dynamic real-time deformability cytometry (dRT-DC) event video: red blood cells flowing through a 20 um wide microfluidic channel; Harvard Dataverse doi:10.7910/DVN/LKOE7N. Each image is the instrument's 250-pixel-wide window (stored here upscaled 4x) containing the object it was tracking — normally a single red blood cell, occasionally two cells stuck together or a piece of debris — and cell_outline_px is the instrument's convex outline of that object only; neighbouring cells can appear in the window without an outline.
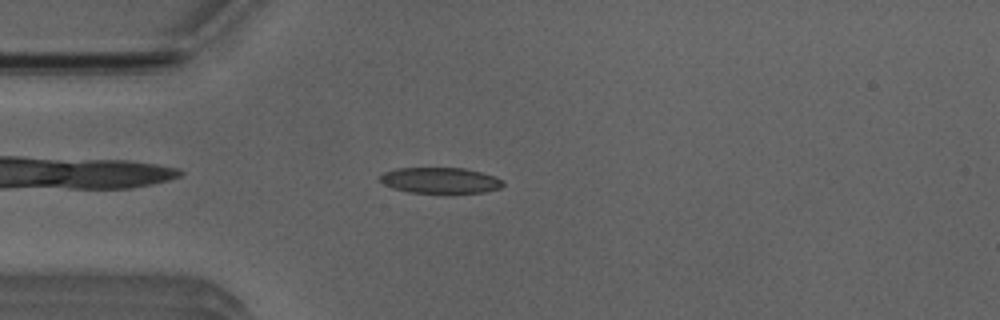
{"species": "Egyptian fruit bat (a non-hibernating species)", "species_latin": "Rousettus aegyptiacus", "temperature_condition": "room temperature", "stored_images_in_passage": 40, "camera_frame_rate_fps": 3000, "um_per_image_px": 0.085, "animal": {"sex": "male"}, "frame": {"image": 1, "passage_image": 2, "time_ms": 0.333, "image_size_px": [1000, 320], "cell_outline_px": [[504, 184], [500, 188], [484, 192], [448, 196], [408, 192], [392, 188], [384, 184], [380, 180], [380, 176], [384, 172], [396, 168], [464, 168], [480, 172], [504, 180]], "centroid_in_image_um": [37.43, 15.39], "position_along_channel_um": 47.6, "area_um2": 19.36}}
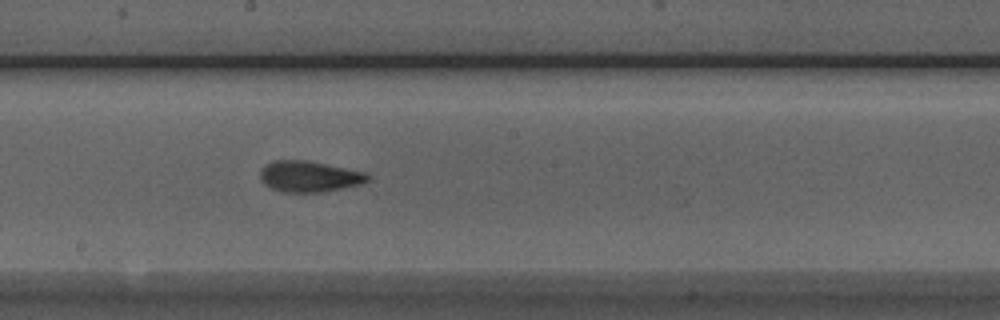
{"frame": {"image": 2, "passage_image": 16, "time_ms": 5.0, "image_size_px": [1000, 320], "cell_outline_px": [[372, 176], [368, 180], [360, 184], [320, 192], [284, 192], [272, 188], [264, 184], [260, 180], [260, 172], [272, 160], [304, 160], [368, 172]], "centroid_in_image_um": [26.3, 14.99], "position_along_channel_um": 221.9, "area_um2": 19.25}}
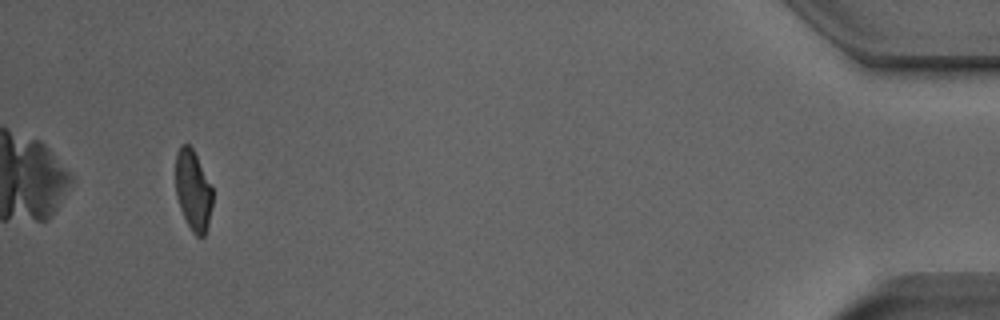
{"frame": {"image": 3, "passage_image": 37, "time_ms": 12.0, "image_size_px": [1000, 320], "cell_outline_px": [[212, 208], [208, 224], [204, 236], [196, 236], [192, 232], [180, 208], [176, 196], [176, 152], [180, 144], [188, 144], [192, 148], [212, 188]], "centroid_in_image_um": [16.4, 16.18], "position_along_channel_um": 418.8, "area_um2": 17.11}, "authors_computed_cell_mechanics": {"area_um2": 19.1318, "velocity_mm_per_s": 3.9865, "shape_relaxation_time_tau1_ms": 7.3234, "shape_relaxation_time_tau2_ms": 1.6744, "deformation_change_tau1": 0.1887, "deformation_change_tau2": 0.092}}